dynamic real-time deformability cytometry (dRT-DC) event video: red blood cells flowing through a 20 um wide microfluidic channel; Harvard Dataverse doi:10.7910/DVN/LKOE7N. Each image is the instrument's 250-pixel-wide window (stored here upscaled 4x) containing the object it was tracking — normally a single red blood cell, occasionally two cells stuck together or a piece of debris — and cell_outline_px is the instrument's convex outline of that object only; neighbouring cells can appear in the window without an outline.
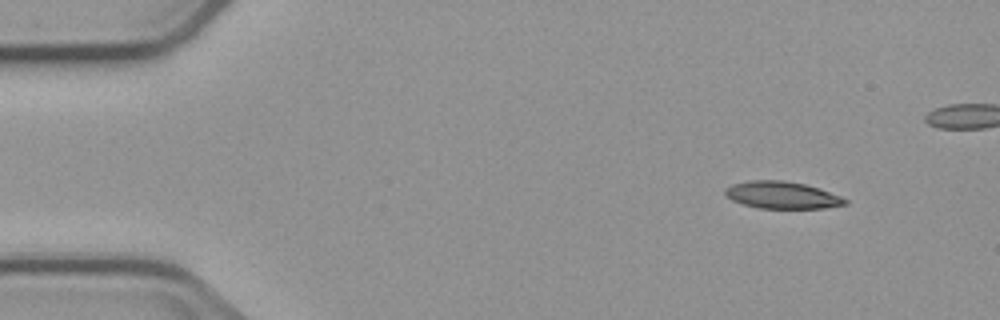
{"species": "common noctule bat (a hibernating species)", "species_latin": "Nyctalus noctula", "temperature_condition": "cold", "stored_images_in_passage": 5, "camera_frame_rate_fps": 3000, "um_per_image_px": 0.085, "animal": {"sex": "male", "body_mass_g": 23.1, "forearm_length_mm": 52.7}, "frame": {"image": 1, "passage_image": 1, "time_ms": 0.0, "image_size_px": [1000, 320], "cell_outline_px": [[848, 204], [824, 208], [760, 208], [744, 204], [732, 200], [724, 196], [724, 188], [732, 184], [748, 180], [784, 180], [804, 184], [820, 188], [840, 196], [848, 200]], "centroid_in_image_um": [66.45, 16.57], "position_along_channel_um": 18.5, "area_um2": 19.07}}